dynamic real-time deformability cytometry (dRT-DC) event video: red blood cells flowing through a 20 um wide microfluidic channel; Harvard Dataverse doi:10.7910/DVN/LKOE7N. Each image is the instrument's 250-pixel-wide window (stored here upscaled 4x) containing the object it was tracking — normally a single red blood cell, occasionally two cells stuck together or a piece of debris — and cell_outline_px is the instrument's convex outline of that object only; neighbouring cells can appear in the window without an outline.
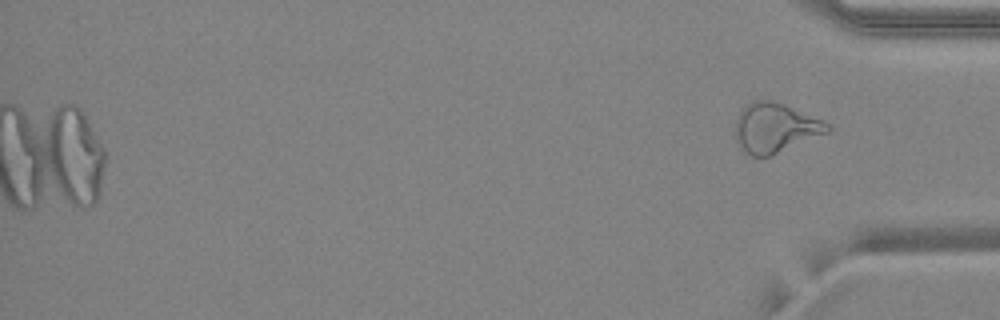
{"species": "common noctule bat (a hibernating species)", "species_latin": "Nyctalus noctula", "temperature_condition": "warm", "stored_images_in_passage": 49, "segment_of_instrument_passage": [2, 2], "camera_frame_rate_fps": 3000, "um_per_image_px": 0.085, "animal": {"sex": "female", "body_mass_g": 24.6, "forearm_length_mm": 56.2}, "frame": {"image": 1, "passage_image": 49, "time_ms": 16.0, "image_size_px": [1000, 320], "cell_outline_px": [[832, 128], [828, 132], [768, 156], [752, 156], [736, 140], [736, 120], [744, 104], [752, 100], [772, 100], [784, 104], [824, 120]], "centroid_in_image_um": [65.89, 10.82], "position_along_channel_um": 369.3, "area_um2": 26.13}}